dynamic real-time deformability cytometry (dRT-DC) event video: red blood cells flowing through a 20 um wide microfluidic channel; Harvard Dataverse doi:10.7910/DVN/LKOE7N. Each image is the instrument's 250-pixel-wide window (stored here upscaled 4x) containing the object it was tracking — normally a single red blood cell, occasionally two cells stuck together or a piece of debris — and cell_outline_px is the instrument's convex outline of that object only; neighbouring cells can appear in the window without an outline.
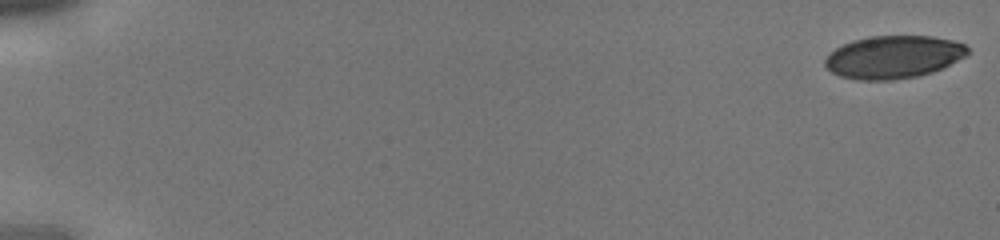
{"species": "human", "species_latin": "Homo sapiens", "temperature_condition": "cold", "stored_images_in_passage": 36, "camera_frame_rate_fps": 3000, "um_per_image_px": 0.085, "donor": {"sex": "male"}, "frame": {"image": 1, "passage_image": 1, "time_ms": 0.0, "image_size_px": [1000, 240], "cell_outline_px": [[968, 52], [964, 56], [932, 72], [916, 76], [892, 80], [860, 80], [840, 76], [832, 72], [824, 64], [824, 60], [836, 48], [852, 40], [868, 36], [932, 36], [952, 40], [964, 44], [968, 48]], "centroid_in_image_um": [75.92, 4.84], "position_along_channel_um": 9.1, "area_um2": 35.14}}